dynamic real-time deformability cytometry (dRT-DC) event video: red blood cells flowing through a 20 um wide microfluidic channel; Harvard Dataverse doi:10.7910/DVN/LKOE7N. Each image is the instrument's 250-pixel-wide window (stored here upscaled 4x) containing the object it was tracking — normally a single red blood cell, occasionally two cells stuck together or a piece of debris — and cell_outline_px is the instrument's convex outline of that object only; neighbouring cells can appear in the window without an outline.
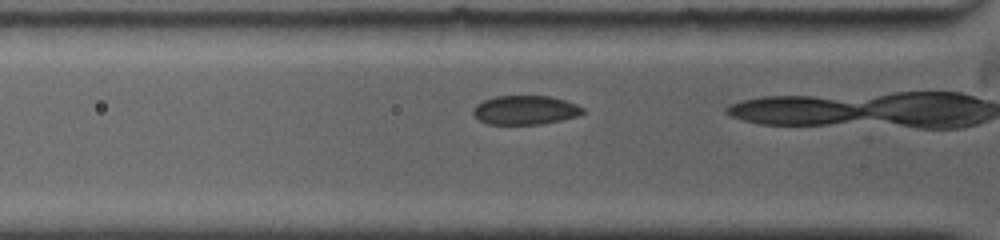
{"species": "common noctule bat (a hibernating species)", "species_latin": "Nyctalus noctula", "temperature_condition": "warm", "stored_images_in_passage": 10, "camera_frame_rate_fps": 5000, "um_per_image_px": 0.085, "animal": {"sex": "female", "body_mass_g": 19.0, "forearm_length_mm": 53.3}, "frame": {"image": 1, "passage_image": 5, "time_ms": 1.0, "image_size_px": [1000, 240], "cell_outline_px": [[584, 112], [576, 116], [560, 120], [540, 124], [488, 124], [480, 120], [472, 112], [472, 108], [476, 104], [484, 100], [496, 96], [548, 96], [564, 100], [576, 104], [584, 108]], "centroid_in_image_um": [44.62, 9.35], "position_along_channel_um": 81.2, "area_um2": 18.38}}
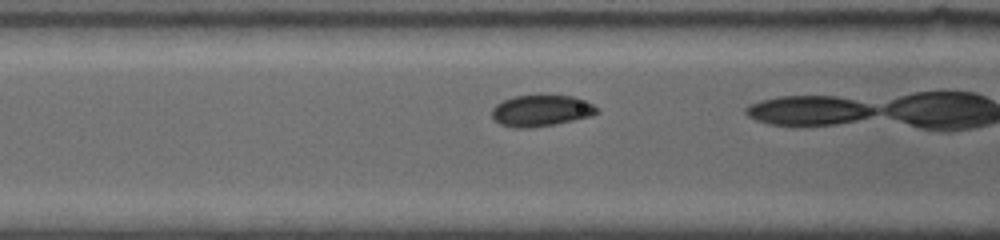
{"frame": {"image": 2, "passage_image": 7, "time_ms": 2.0, "image_size_px": [1000, 240], "cell_outline_px": [[600, 112], [592, 116], [556, 124], [532, 128], [516, 128], [500, 124], [492, 120], [492, 108], [496, 104], [504, 100], [516, 96], [572, 96], [584, 100], [592, 104]], "centroid_in_image_um": [45.98, 9.43], "position_along_channel_um": 120.6, "area_um2": 19.13}}